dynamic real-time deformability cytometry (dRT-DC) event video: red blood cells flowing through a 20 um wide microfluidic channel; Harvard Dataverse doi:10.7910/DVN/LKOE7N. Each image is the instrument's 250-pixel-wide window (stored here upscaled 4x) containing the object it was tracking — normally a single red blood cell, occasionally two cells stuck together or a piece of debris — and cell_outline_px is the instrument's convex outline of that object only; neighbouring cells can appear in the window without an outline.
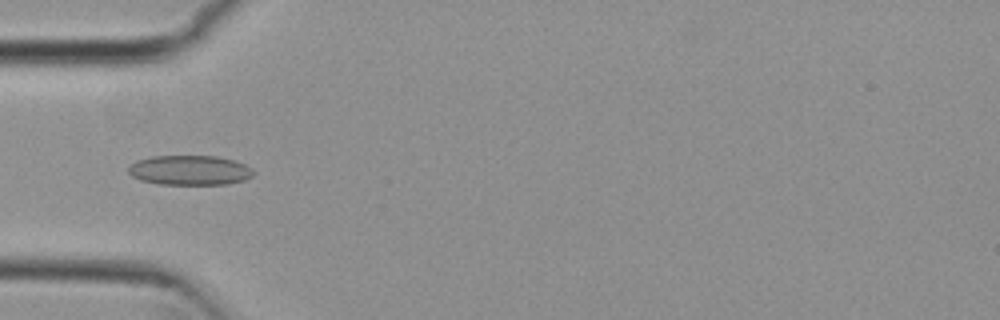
{"species": "common noctule bat (a hibernating species)", "species_latin": "Nyctalus noctula", "temperature_condition": "cold", "stored_images_in_passage": 37, "camera_frame_rate_fps": 3000, "um_per_image_px": 0.085, "animal": {"sex": "female", "body_mass_g": 29.2, "forearm_length_mm": 56.3}, "frame": {"image": 1, "passage_image": 1, "time_ms": 0.0, "image_size_px": [1000, 320], "cell_outline_px": [[256, 172], [252, 176], [244, 180], [228, 184], [156, 184], [140, 180], [132, 176], [128, 172], [128, 168], [136, 160], [152, 156], [216, 156], [232, 160], [244, 164], [252, 168]], "centroid_in_image_um": [16.12, 14.47], "position_along_channel_um": 68.9, "area_um2": 21.73}}
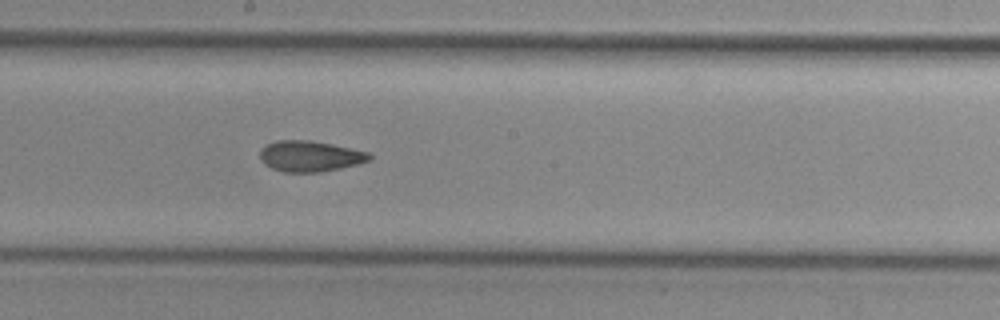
{"frame": {"image": 2, "passage_image": 13, "time_ms": 4.0, "image_size_px": [1000, 320], "cell_outline_px": [[372, 160], [340, 168], [320, 172], [284, 172], [272, 168], [264, 164], [260, 156], [260, 148], [276, 140], [308, 140], [332, 144], [368, 152], [372, 156]], "centroid_in_image_um": [26.34, 13.27], "position_along_channel_um": 221.9, "area_um2": 19.59}}
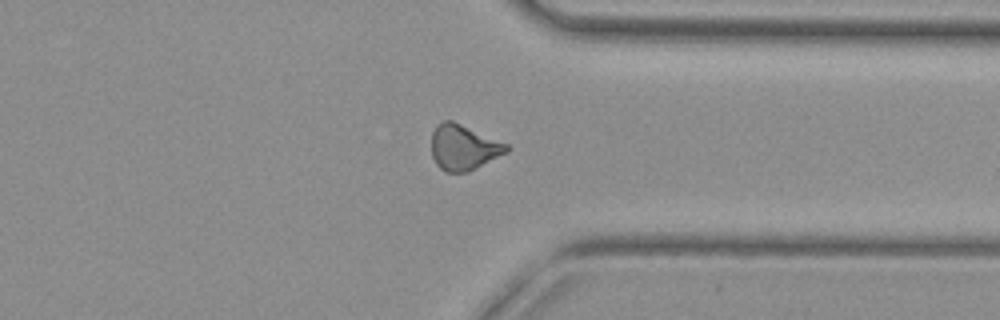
{"frame": {"image": 3, "passage_image": 25, "time_ms": 8.0, "image_size_px": [1000, 320], "cell_outline_px": [[512, 148], [508, 152], [468, 172], [444, 172], [436, 164], [432, 156], [432, 132], [436, 124], [444, 120], [452, 120], [508, 144]], "centroid_in_image_um": [39.4, 12.53], "position_along_channel_um": 372.0, "area_um2": 20.0}, "authors_computed_cell_mechanics": {"area_um2": 19.7098, "velocity_mm_per_s": 3.8173, "shape_relaxation_time_tau1_ms": null, "shape_relaxation_time_tau2_ms": 3.7928, "deformation_change_tau1": null, "deformation_change_tau2": 0.0888}}